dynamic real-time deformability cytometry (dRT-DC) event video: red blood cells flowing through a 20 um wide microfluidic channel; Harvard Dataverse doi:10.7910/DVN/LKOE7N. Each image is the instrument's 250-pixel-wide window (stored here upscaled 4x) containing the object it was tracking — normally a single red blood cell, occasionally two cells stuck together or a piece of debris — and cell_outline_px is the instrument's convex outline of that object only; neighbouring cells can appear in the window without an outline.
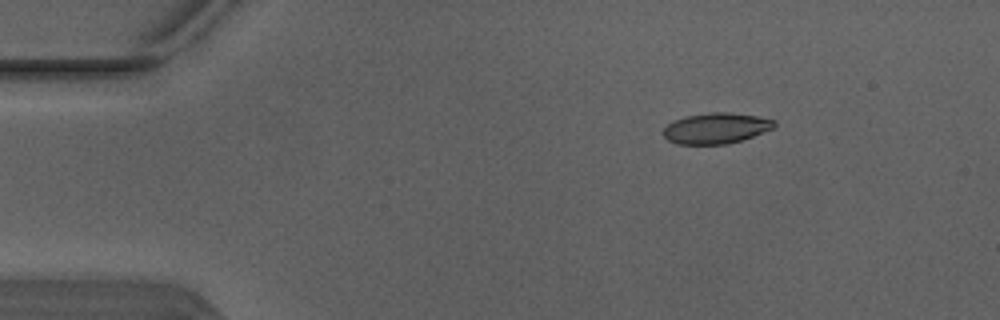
{"species": "Egyptian fruit bat (a non-hibernating species)", "species_latin": "Rousettus aegyptiacus", "temperature_condition": "warm", "stored_images_in_passage": 3, "camera_frame_rate_fps": 3000, "um_per_image_px": 0.085, "animal": {"sex": "male"}, "frame": {"image": 1, "passage_image": 1, "time_ms": 0.0, "image_size_px": [1000, 320], "cell_outline_px": [[776, 124], [772, 128], [752, 136], [728, 144], [676, 144], [668, 140], [664, 136], [664, 128], [672, 120], [684, 116], [712, 112], [728, 112], [756, 116], [776, 120]], "centroid_in_image_um": [60.83, 10.89], "position_along_channel_um": 24.2, "area_um2": 19.77}}